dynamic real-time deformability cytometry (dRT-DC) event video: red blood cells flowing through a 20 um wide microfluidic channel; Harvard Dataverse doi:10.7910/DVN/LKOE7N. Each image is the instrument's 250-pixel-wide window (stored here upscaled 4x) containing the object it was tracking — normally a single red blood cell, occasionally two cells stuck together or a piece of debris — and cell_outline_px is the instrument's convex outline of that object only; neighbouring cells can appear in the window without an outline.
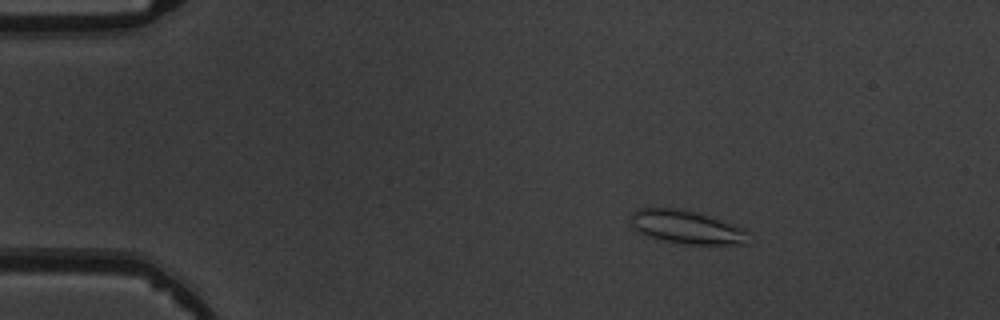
{"species": "common noctule bat (a hibernating species)", "species_latin": "Nyctalus noctula", "temperature_condition": "warm", "stored_images_in_passage": 5, "camera_frame_rate_fps": 3000, "um_per_image_px": 0.085, "animal": {"sex": "male", "body_mass_g": 19.5, "forearm_length_mm": 54.6}, "frame": {"image": 1, "passage_image": 3, "time_ms": 2.667, "image_size_px": [1000, 320], "cell_outline_px": [[748, 244], [688, 244], [664, 240], [640, 232], [632, 224], [632, 212], [636, 208], [680, 208], [700, 212], [724, 220], [744, 228]], "centroid_in_image_um": [58.39, 19.27], "position_along_channel_um": 26.6, "area_um2": 22.66}}